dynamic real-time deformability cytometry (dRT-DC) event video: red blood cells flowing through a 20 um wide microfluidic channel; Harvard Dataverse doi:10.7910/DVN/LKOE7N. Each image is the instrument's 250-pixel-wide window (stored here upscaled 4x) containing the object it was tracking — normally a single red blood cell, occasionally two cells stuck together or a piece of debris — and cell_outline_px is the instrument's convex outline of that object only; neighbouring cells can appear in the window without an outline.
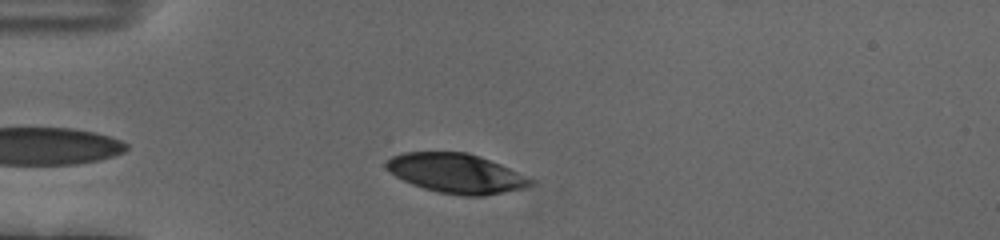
{"species": "human", "species_latin": "Homo sapiens", "temperature_condition": "cold", "stored_images_in_passage": 18, "camera_frame_rate_fps": 3000, "um_per_image_px": 0.085, "donor": {"sex": "female"}, "frame": {"image": 1, "passage_image": 7, "time_ms": 2.0, "image_size_px": [1000, 240], "cell_outline_px": [[536, 184], [524, 188], [484, 196], [464, 196], [440, 192], [424, 188], [412, 184], [396, 176], [384, 168], [384, 164], [392, 156], [404, 152], [468, 152], [480, 156], [500, 164], [536, 180]], "centroid_in_image_um": [38.8, 14.73], "position_along_channel_um": 46.2, "area_um2": 33.29}}
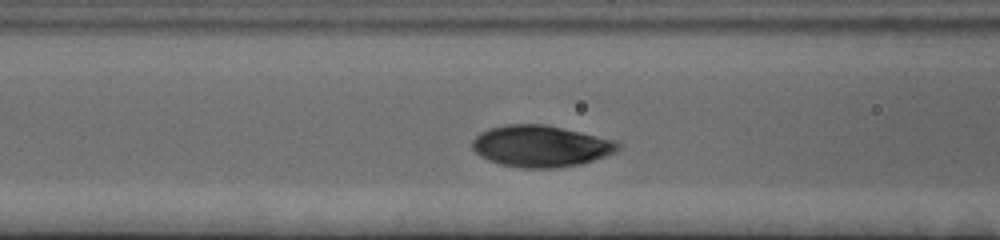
{"frame": {"image": 2, "passage_image": 15, "time_ms": 4.667, "image_size_px": [1000, 240], "cell_outline_px": [[620, 148], [604, 156], [580, 164], [556, 168], [520, 168], [500, 164], [488, 160], [480, 156], [472, 148], [472, 140], [480, 132], [488, 128], [504, 124], [544, 124], [616, 140], [620, 144]], "centroid_in_image_um": [45.91, 12.42], "position_along_channel_um": 120.7, "area_um2": 35.2}}
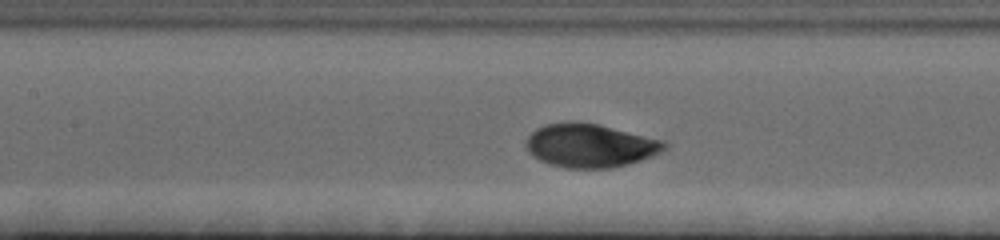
{"frame": {"image": 3, "passage_image": 18, "time_ms": 5.667, "image_size_px": [1000, 240], "cell_outline_px": [[668, 144], [660, 152], [652, 156], [628, 164], [612, 168], [568, 168], [548, 164], [532, 156], [528, 152], [524, 144], [528, 136], [536, 128], [544, 124], [568, 120], [572, 120], [600, 124], [664, 140]], "centroid_in_image_um": [50.12, 12.35], "position_along_channel_um": 157.3, "area_um2": 35.6}}